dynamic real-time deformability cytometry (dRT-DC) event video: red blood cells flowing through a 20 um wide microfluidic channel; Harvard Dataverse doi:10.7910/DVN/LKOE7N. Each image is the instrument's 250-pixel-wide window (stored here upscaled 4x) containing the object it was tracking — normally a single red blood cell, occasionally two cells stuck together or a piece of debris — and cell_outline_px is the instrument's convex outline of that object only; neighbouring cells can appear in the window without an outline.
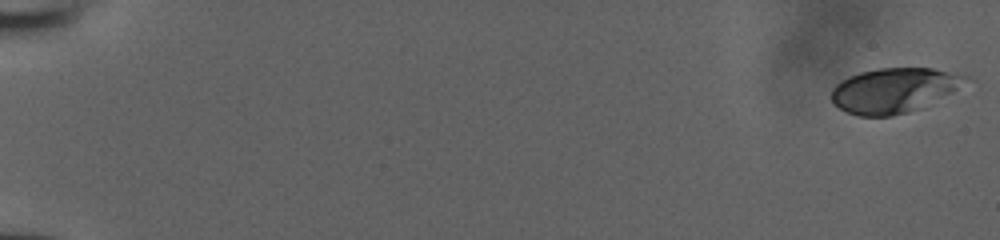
{"species": "human", "species_latin": "Homo sapiens", "temperature_condition": "room temperature", "stored_images_in_passage": 53, "camera_frame_rate_fps": 3000, "um_per_image_px": 0.085, "donor": {"sex": "male"}, "frame": {"image": 1, "passage_image": 1, "time_ms": 0.0, "image_size_px": [1000, 240], "cell_outline_px": [[976, 80], [924, 108], [892, 116], [860, 116], [848, 112], [840, 108], [832, 100], [832, 88], [840, 80], [848, 76], [860, 72], [880, 68], [932, 68], [972, 76]], "centroid_in_image_um": [76.11, 7.66], "position_along_channel_um": 8.9, "area_um2": 35.78}}
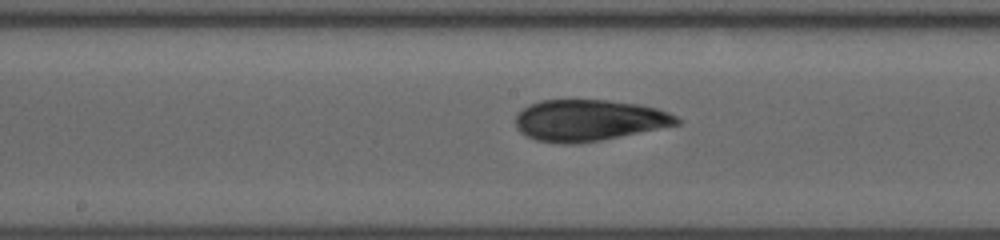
{"frame": {"image": 2, "passage_image": 30, "time_ms": 9.667, "image_size_px": [1000, 240], "cell_outline_px": [[684, 120], [680, 124], [580, 144], [560, 144], [536, 140], [520, 132], [516, 128], [516, 116], [524, 108], [540, 100], [608, 100], [640, 104], [656, 108], [668, 112]], "centroid_in_image_um": [50.07, 10.23], "position_along_channel_um": 198.1, "area_um2": 38.84}}
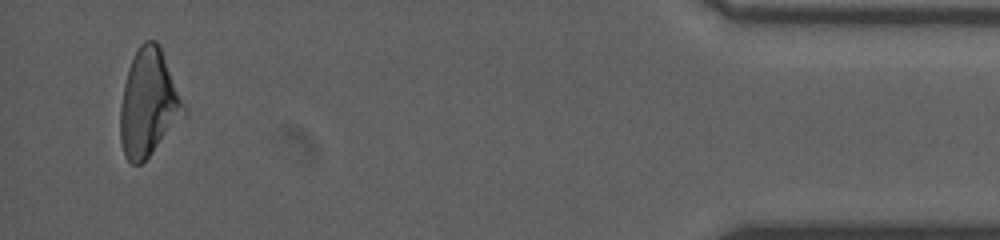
{"frame": {"image": 3, "passage_image": 51, "time_ms": 16.667, "image_size_px": [1000, 240], "cell_outline_px": [[188, 116], [140, 164], [132, 164], [124, 156], [120, 140], [120, 104], [124, 84], [128, 68], [140, 44], [144, 40], [156, 40], [160, 44], [188, 108]], "centroid_in_image_um": [12.68, 8.76], "position_along_channel_um": 422.5, "area_um2": 40.52}}